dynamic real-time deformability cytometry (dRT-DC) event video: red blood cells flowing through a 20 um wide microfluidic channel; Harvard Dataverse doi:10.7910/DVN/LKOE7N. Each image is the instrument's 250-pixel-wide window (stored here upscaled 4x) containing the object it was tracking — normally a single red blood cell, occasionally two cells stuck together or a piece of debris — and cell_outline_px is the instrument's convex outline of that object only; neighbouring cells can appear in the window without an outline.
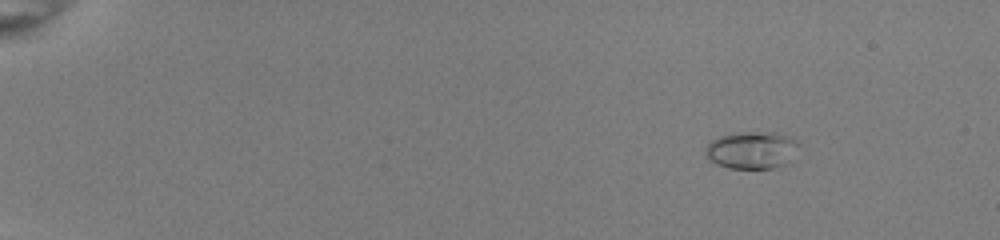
{"species": "common noctule bat (a hibernating species)", "species_latin": "Nyctalus noctula", "temperature_condition": "room temperature", "stored_images_in_passage": 47, "camera_frame_rate_fps": 3000, "um_per_image_px": 0.085, "animal": {"sex": "female", "body_mass_g": 22.0, "forearm_length_mm": 56.7}, "frame": {"image": 1, "passage_image": 1, "time_ms": 0.0, "image_size_px": [1000, 240], "cell_outline_px": [[800, 144], [784, 164], [772, 168], [728, 168], [716, 164], [708, 160], [704, 156], [704, 148], [712, 140], [720, 136], [732, 132], [776, 132], [788, 136], [796, 140]], "centroid_in_image_um": [63.82, 12.74], "position_along_channel_um": 21.2, "area_um2": 20.35}}
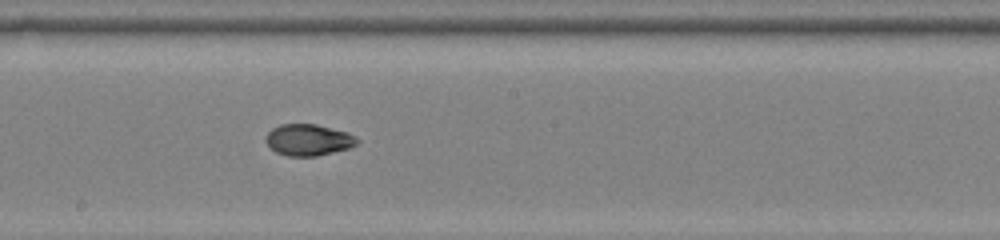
{"frame": {"image": 2, "passage_image": 26, "time_ms": 8.333, "image_size_px": [1000, 240], "cell_outline_px": [[360, 140], [356, 144], [348, 148], [316, 156], [288, 156], [276, 152], [264, 140], [268, 132], [272, 128], [280, 124], [316, 124], [348, 132]], "centroid_in_image_um": [26.2, 11.88], "position_along_channel_um": 222.0, "area_um2": 16.65}}
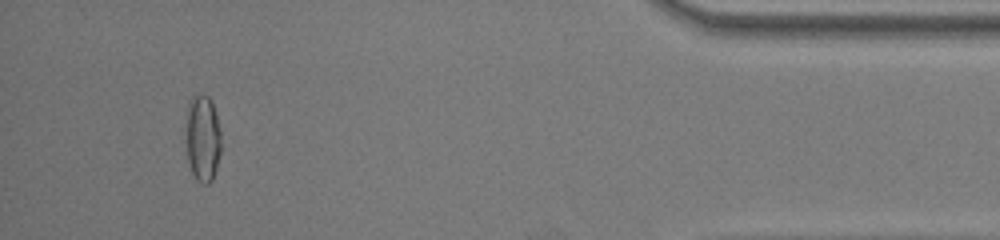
{"frame": {"image": 3, "passage_image": 44, "time_ms": 14.333, "image_size_px": [1000, 240], "cell_outline_px": [[220, 152], [216, 168], [212, 180], [208, 184], [204, 184], [196, 180], [192, 172], [188, 160], [188, 104], [192, 96], [200, 92], [208, 96], [212, 104], [216, 116], [220, 132]], "centroid_in_image_um": [17.25, 11.75], "position_along_channel_um": 418.0, "area_um2": 17.22}, "authors_computed_cell_mechanics": {"area_um2": 16.8198, "velocity_mm_per_s": 4.0335, "shape_relaxation_time_tau1_ms": 10.4809, "shape_relaxation_time_tau2_ms": 1.5931, "deformation_change_tau1": 0.2738, "deformation_change_tau2": 0.0464}}